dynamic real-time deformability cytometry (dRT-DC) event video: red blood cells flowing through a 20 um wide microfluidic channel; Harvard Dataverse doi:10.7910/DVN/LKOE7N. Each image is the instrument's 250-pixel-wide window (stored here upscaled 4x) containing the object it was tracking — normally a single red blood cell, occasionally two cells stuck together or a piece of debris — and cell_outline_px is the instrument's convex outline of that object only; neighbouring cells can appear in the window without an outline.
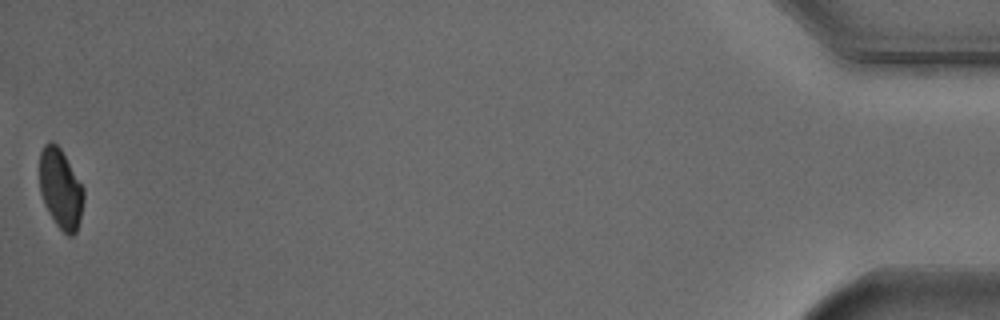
{"species": "Egyptian fruit bat (a non-hibernating species)", "species_latin": "Rousettus aegyptiacus", "temperature_condition": "cold", "stored_images_in_passage": 47, "camera_frame_rate_fps": 3000, "um_per_image_px": 0.085, "animal": {"sex": "male"}, "frame": {"image": 1, "passage_image": 47, "time_ms": 15.333, "image_size_px": [1000, 320], "cell_outline_px": [[84, 200], [80, 220], [76, 232], [72, 236], [68, 236], [56, 224], [44, 204], [40, 192], [40, 152], [44, 144], [52, 140], [60, 148], [84, 188]], "centroid_in_image_um": [5.15, 16.04], "position_along_channel_um": 430.0, "area_um2": 20.46}, "authors_computed_cell_mechanics": {"area_um2": 23.409, "velocity_mm_per_s": 3.7482, "shape_relaxation_time_tau1_ms": 2.5886, "shape_relaxation_time_tau2_ms": null, "deformation_change_tau1": 0.0803, "deformation_change_tau2": null}}